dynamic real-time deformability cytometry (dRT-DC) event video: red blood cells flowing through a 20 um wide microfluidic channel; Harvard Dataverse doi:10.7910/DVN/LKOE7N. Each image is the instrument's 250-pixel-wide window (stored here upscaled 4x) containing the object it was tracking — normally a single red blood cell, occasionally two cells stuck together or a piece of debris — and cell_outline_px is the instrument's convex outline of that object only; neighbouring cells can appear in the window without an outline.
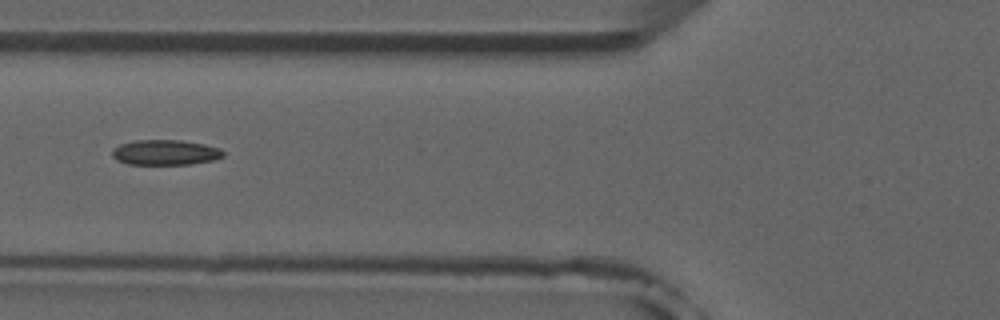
{"species": "common noctule bat (a hibernating species)", "species_latin": "Nyctalus noctula", "temperature_condition": "room temperature", "stored_images_in_passage": 4, "camera_frame_rate_fps": 3000, "um_per_image_px": 0.085, "animal": {"sex": "male", "forearm_length_mm": 52.5}, "frame": {"image": 1, "passage_image": 4, "time_ms": 4.333, "image_size_px": [1000, 320], "cell_outline_px": [[224, 156], [212, 160], [192, 164], [128, 164], [116, 160], [112, 156], [112, 148], [120, 144], [136, 140], [180, 140], [204, 144], [220, 148], [224, 152]], "centroid_in_image_um": [14.03, 12.95], "position_along_channel_um": 111.8, "area_um2": 16.36}}